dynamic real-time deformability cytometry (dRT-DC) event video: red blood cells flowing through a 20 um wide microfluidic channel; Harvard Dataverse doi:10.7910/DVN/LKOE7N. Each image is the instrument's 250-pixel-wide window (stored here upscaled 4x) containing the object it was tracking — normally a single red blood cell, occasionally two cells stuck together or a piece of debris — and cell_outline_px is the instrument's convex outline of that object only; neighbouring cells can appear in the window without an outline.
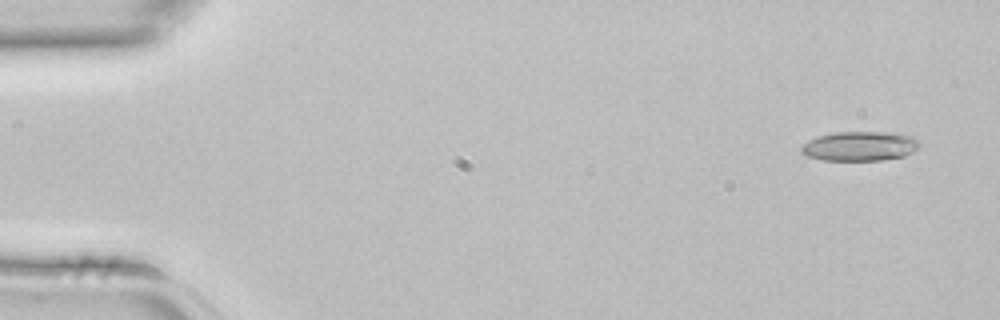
{"species": "common noctule bat (a hibernating species)", "species_latin": "Nyctalus noctula", "temperature_condition": "room temperature", "stored_images_in_passage": 5, "segment_of_instrument_passage": [2, 2], "camera_frame_rate_fps": 3000, "um_per_image_px": 0.085, "animal": {"sex": "female", "body_mass_g": 22.7, "forearm_length_mm": 54.2}, "frame": {"image": 1, "passage_image": 5, "time_ms": 1.333, "image_size_px": [1000, 320], "cell_outline_px": [[920, 148], [904, 156], [880, 160], [824, 160], [808, 156], [800, 152], [800, 144], [808, 140], [832, 132], [888, 132], [912, 136], [920, 140]], "centroid_in_image_um": [73.09, 12.41], "position_along_channel_um": 11.9, "area_um2": 20.46}}